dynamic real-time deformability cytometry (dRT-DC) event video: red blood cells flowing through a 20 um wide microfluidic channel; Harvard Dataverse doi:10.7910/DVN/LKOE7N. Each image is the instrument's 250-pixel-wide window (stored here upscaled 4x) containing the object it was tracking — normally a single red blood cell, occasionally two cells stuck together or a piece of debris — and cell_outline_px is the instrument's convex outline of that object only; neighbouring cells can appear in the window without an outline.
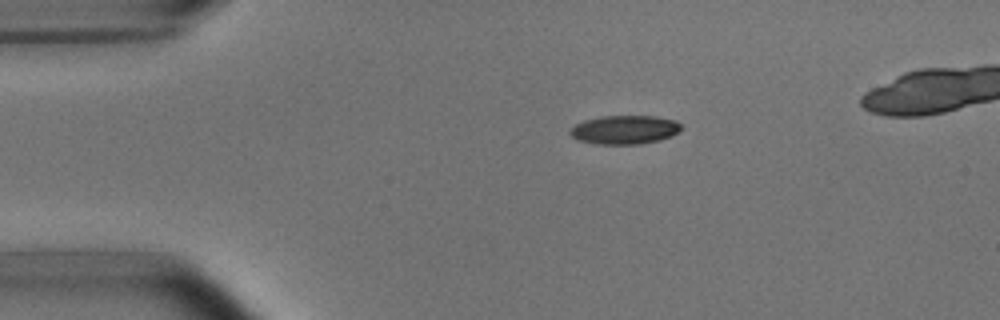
{"species": "common noctule bat (a hibernating species)", "species_latin": "Nyctalus noctula", "temperature_condition": "room temperature", "stored_images_in_passage": 4, "camera_frame_rate_fps": 3000, "um_per_image_px": 0.085, "animal": {"sex": "male", "body_mass_g": 15.6}, "frame": {"image": 1, "passage_image": 2, "time_ms": 2.0, "image_size_px": [1000, 320], "cell_outline_px": [[680, 128], [672, 136], [660, 140], [640, 144], [596, 144], [580, 140], [572, 136], [568, 132], [576, 124], [584, 120], [600, 116], [656, 116], [676, 120], [680, 124]], "centroid_in_image_um": [53.09, 11.02], "position_along_channel_um": 31.9, "area_um2": 18.55}}